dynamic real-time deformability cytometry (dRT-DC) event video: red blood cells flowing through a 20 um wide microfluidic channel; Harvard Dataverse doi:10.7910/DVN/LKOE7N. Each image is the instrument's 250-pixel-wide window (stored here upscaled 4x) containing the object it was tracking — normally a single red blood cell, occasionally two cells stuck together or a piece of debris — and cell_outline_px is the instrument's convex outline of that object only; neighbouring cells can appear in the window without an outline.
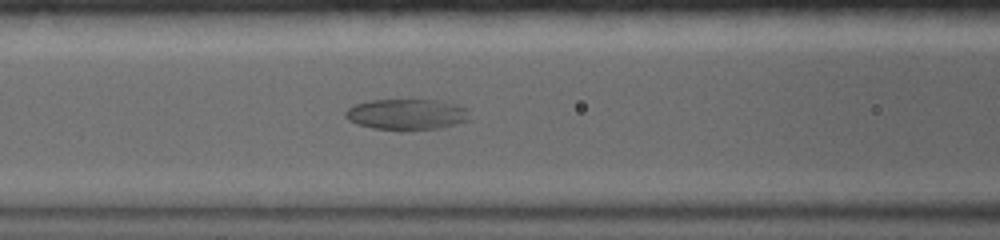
{"species": "common noctule bat (a hibernating species)", "species_latin": "Nyctalus noctula", "temperature_condition": "warm", "stored_images_in_passage": 3, "camera_frame_rate_fps": 5000, "um_per_image_px": 0.085, "animal": {"sex": "female", "body_mass_g": 19.0, "forearm_length_mm": 56.7}, "frame": {"image": 1, "passage_image": 3, "time_ms": 2.2, "image_size_px": [1000, 240], "cell_outline_px": [[468, 120], [456, 124], [440, 128], [372, 128], [356, 124], [348, 120], [344, 116], [344, 112], [348, 108], [356, 104], [372, 100], [440, 100], [468, 108]], "centroid_in_image_um": [34.55, 9.69], "position_along_channel_um": 132.0, "area_um2": 21.79}}